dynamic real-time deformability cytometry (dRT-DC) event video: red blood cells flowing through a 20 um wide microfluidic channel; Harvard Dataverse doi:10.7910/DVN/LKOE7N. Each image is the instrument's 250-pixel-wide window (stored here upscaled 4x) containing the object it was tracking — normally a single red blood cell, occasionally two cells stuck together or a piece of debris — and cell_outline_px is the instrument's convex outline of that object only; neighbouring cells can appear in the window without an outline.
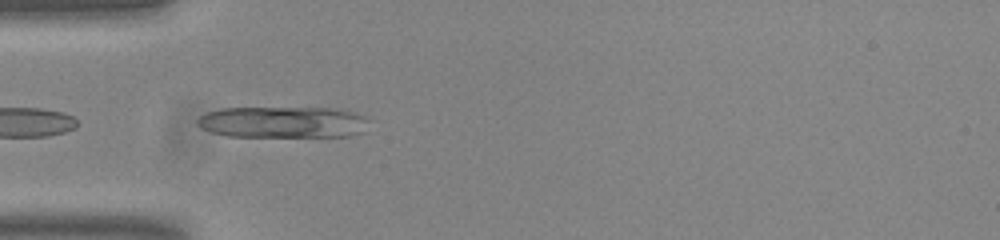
{"species": "common noctule bat (a hibernating species)", "species_latin": "Nyctalus noctula", "temperature_condition": "room temperature", "stored_images_in_passage": 49, "camera_frame_rate_fps": 3000, "um_per_image_px": 0.085, "animal": {"sex": "male", "body_mass_g": 20.0, "forearm_length_mm": 53.3}, "frame": {"image": 1, "passage_image": 12, "time_ms": 3.667, "image_size_px": [1000, 240], "cell_outline_px": [[368, 120], [364, 132], [352, 136], [228, 136], [212, 132], [200, 128], [196, 124], [196, 120], [200, 116], [208, 112], [220, 108], [336, 108], [356, 112], [364, 116]], "centroid_in_image_um": [24.06, 10.38], "position_along_channel_um": 60.9, "area_um2": 31.56}}